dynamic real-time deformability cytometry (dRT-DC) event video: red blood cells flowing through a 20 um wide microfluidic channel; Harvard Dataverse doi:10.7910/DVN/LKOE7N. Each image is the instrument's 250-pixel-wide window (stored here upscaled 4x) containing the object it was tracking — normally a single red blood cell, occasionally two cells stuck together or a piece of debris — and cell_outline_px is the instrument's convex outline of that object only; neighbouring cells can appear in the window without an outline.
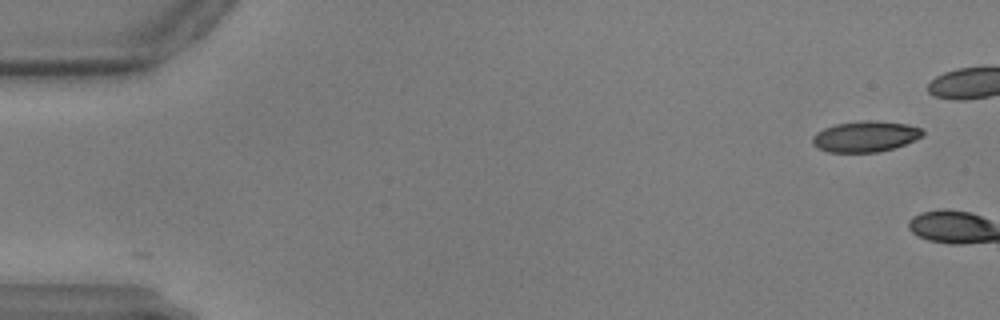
{"species": "common noctule bat (a hibernating species)", "species_latin": "Nyctalus noctula", "temperature_condition": "warm", "stored_images_in_passage": 3, "camera_frame_rate_fps": 3000, "um_per_image_px": 0.085, "animal": {"sex": "male", "body_mass_g": 17.9, "forearm_length_mm": 54.2}, "frame": {"image": 1, "passage_image": 1, "time_ms": 0.0, "image_size_px": [1000, 320], "cell_outline_px": [[924, 136], [904, 144], [892, 148], [876, 152], [828, 152], [816, 148], [812, 144], [812, 136], [816, 132], [824, 128], [836, 124], [860, 120], [876, 120], [908, 124], [920, 128], [924, 132]], "centroid_in_image_um": [73.53, 11.59], "position_along_channel_um": 11.5, "area_um2": 19.94}}